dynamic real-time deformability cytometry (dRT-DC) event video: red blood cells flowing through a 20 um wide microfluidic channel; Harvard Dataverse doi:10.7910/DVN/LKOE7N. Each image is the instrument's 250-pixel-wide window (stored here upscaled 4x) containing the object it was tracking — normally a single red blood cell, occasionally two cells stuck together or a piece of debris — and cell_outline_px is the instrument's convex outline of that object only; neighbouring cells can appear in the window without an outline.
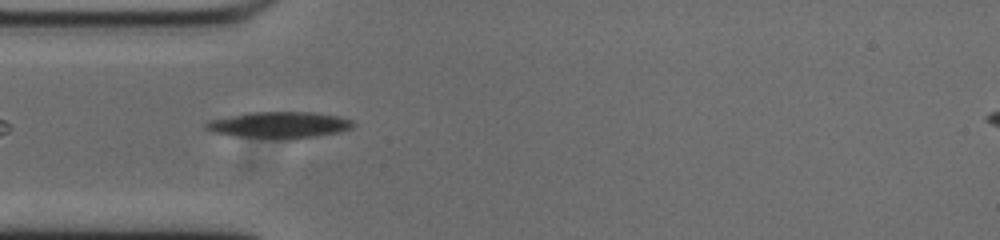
{"species": "common noctule bat (a hibernating species)", "species_latin": "Nyctalus noctula", "temperature_condition": "cold", "stored_images_in_passage": 33, "camera_frame_rate_fps": 3000, "um_per_image_px": 0.085, "animal": {"sex": "male", "body_mass_g": 20.0, "forearm_length_mm": 53.3}, "frame": {"image": 1, "passage_image": 1, "time_ms": 0.0, "image_size_px": [1000, 240], "cell_outline_px": [[356, 124], [352, 128], [340, 132], [292, 140], [232, 136], [212, 132], [204, 128], [204, 124], [208, 120], [248, 112], [312, 112], [336, 116], [352, 120]], "centroid_in_image_um": [23.71, 10.63], "position_along_channel_um": 61.3, "area_um2": 23.0}}
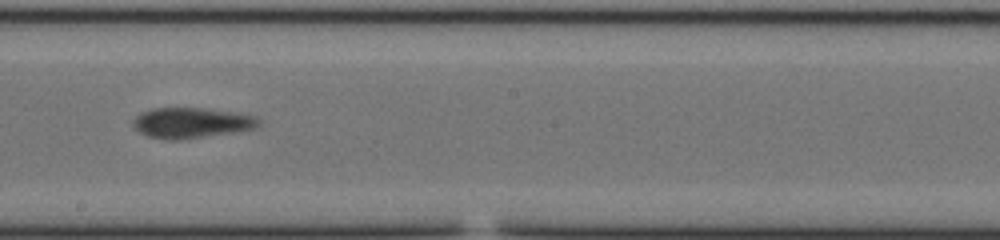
{"frame": {"image": 2, "passage_image": 15, "time_ms": 4.667, "image_size_px": [1000, 240], "cell_outline_px": [[264, 120], [256, 128], [180, 140], [164, 140], [148, 136], [140, 132], [132, 124], [132, 120], [140, 112], [152, 108], [204, 108], [232, 112], [256, 116]], "centroid_in_image_um": [16.26, 10.43], "position_along_channel_um": 231.9, "area_um2": 22.37}}
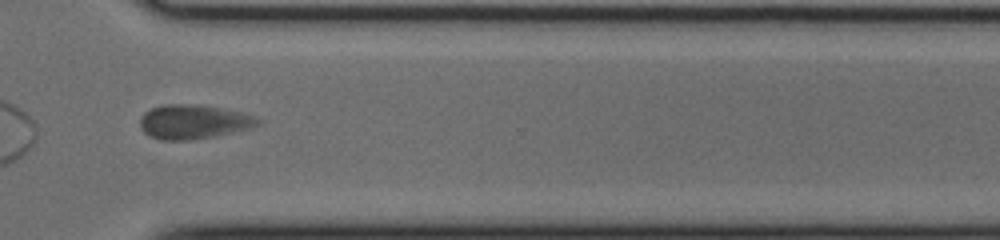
{"frame": {"image": 3, "passage_image": 25, "time_ms": 8.0, "image_size_px": [1000, 240], "cell_outline_px": [[260, 124], [248, 128], [216, 136], [188, 140], [160, 140], [148, 136], [140, 128], [140, 116], [144, 112], [152, 108], [164, 104], [200, 104], [240, 112], [256, 116], [260, 120]], "centroid_in_image_um": [16.4, 10.35], "position_along_channel_um": 354.2, "area_um2": 23.58}, "authors_computed_cell_mechanics": {"area_um2": 22.4264, "velocity_mm_per_s": 3.6627, "shape_relaxation_time_tau1_ms": 4.5771, "shape_relaxation_time_tau2_ms": 2.154, "deformation_change_tau1": 0.1134, "deformation_change_tau2": 0.077}}